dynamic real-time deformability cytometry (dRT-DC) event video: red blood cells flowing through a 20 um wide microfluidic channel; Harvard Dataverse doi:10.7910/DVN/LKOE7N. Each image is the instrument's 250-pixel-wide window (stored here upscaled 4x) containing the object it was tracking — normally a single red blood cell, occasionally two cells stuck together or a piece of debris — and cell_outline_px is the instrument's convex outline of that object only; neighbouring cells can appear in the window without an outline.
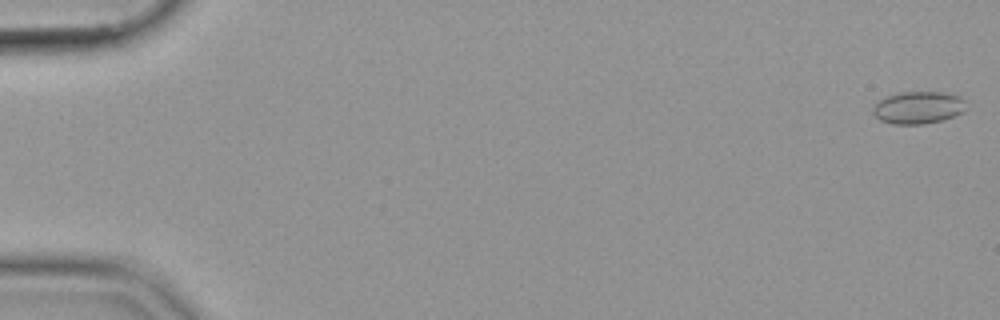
{"species": "common noctule bat (a hibernating species)", "species_latin": "Nyctalus noctula", "temperature_condition": "cold", "stored_images_in_passage": 55, "camera_frame_rate_fps": 3000, "um_per_image_px": 0.085, "animal": {"sex": "female", "body_mass_g": 19.9}, "frame": {"image": 1, "passage_image": 1, "time_ms": 0.0, "image_size_px": [1000, 320], "cell_outline_px": [[968, 108], [964, 112], [956, 116], [944, 120], [924, 124], [892, 124], [880, 120], [872, 112], [872, 108], [880, 100], [888, 96], [900, 92], [940, 92], [960, 96], [964, 100]], "centroid_in_image_um": [78.1, 9.16], "position_along_channel_um": 6.9, "area_um2": 17.74}}
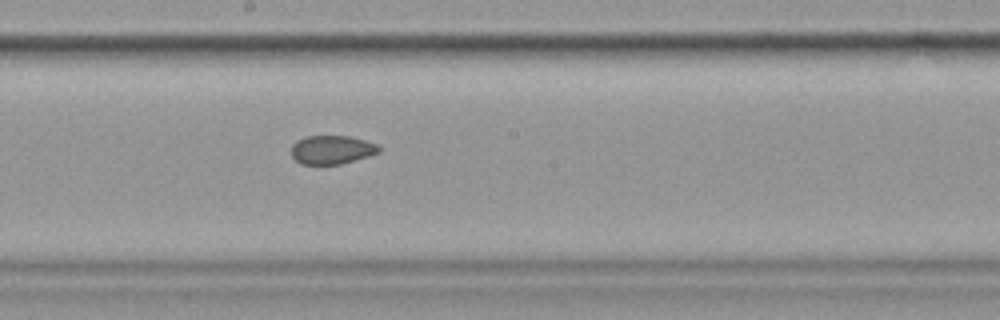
{"frame": {"image": 2, "passage_image": 31, "time_ms": 10.0, "image_size_px": [1000, 320], "cell_outline_px": [[380, 152], [368, 156], [340, 164], [300, 164], [292, 156], [292, 144], [296, 140], [304, 136], [352, 136], [376, 144], [380, 148]], "centroid_in_image_um": [28.18, 12.72], "position_along_channel_um": 220.0, "area_um2": 14.62}}
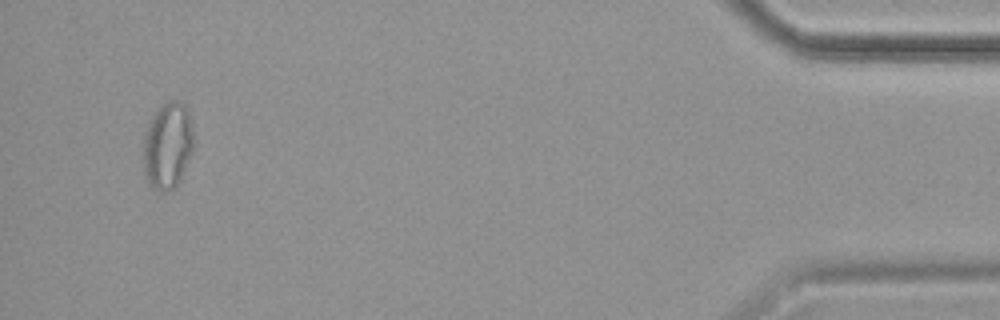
{"frame": {"image": 3, "passage_image": 53, "time_ms": 17.333, "image_size_px": [1000, 320], "cell_outline_px": [[192, 152], [176, 188], [168, 192], [160, 192], [152, 188], [144, 172], [144, 132], [148, 120], [168, 100], [180, 100], [188, 108], [192, 128]], "centroid_in_image_um": [14.24, 12.38], "position_along_channel_um": 421.0, "area_um2": 25.49}}